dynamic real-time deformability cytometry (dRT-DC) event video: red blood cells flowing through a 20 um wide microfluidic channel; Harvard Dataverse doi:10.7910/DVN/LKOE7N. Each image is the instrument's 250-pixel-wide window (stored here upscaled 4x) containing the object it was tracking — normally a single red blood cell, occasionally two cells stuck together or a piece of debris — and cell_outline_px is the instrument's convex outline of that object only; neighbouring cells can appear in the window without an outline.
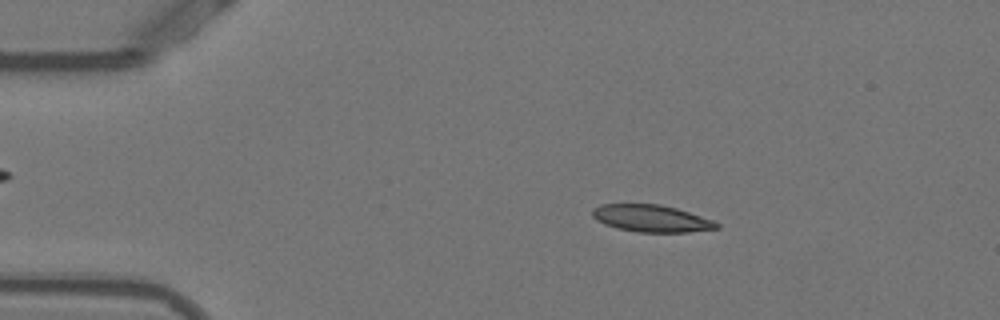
{"species": "Egyptian fruit bat (a non-hibernating species)", "species_latin": "Rousettus aegyptiacus", "temperature_condition": "warm", "stored_images_in_passage": 46, "camera_frame_rate_fps": 3000, "um_per_image_px": 0.085, "animal": {"sex": "female"}, "frame": {"image": 1, "passage_image": 3, "time_ms": 0.667, "image_size_px": [1000, 320], "cell_outline_px": [[720, 228], [688, 232], [636, 232], [616, 228], [604, 224], [596, 220], [592, 216], [592, 208], [600, 204], [660, 204], [676, 208], [712, 220], [720, 224]], "centroid_in_image_um": [55.33, 18.57], "position_along_channel_um": 29.7, "area_um2": 19.65}}
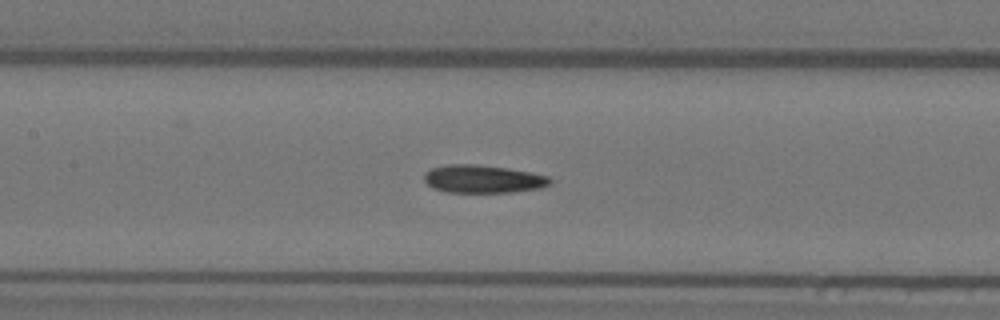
{"frame": {"image": 2, "passage_image": 18, "time_ms": 5.667, "image_size_px": [1000, 320], "cell_outline_px": [[552, 184], [540, 188], [512, 192], [448, 192], [432, 188], [424, 180], [424, 172], [432, 168], [448, 164], [476, 164], [508, 168], [532, 172], [548, 176], [552, 180]], "centroid_in_image_um": [41.07, 15.21], "position_along_channel_um": 166.3, "area_um2": 20.63}}
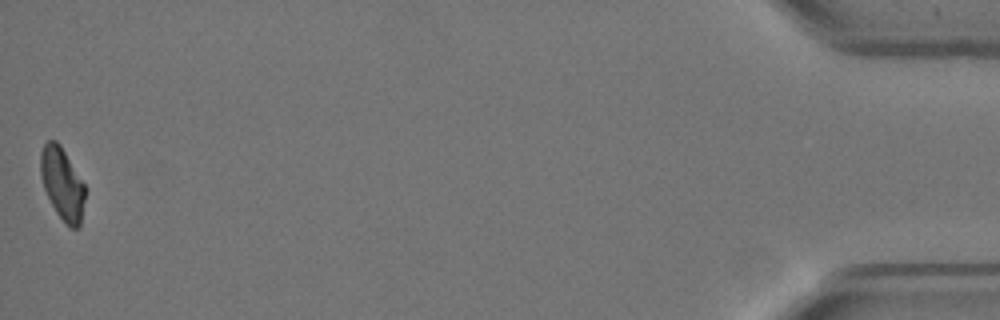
{"frame": {"image": 3, "passage_image": 46, "time_ms": 15.0, "image_size_px": [1000, 320], "cell_outline_px": [[88, 188], [80, 228], [68, 228], [56, 212], [44, 188], [40, 176], [40, 152], [44, 144], [48, 140], [56, 140], [60, 144]], "centroid_in_image_um": [5.34, 15.64], "position_along_channel_um": 429.9, "area_um2": 19.31}, "authors_computed_cell_mechanics": {"area_um2": 20.4323, "velocity_mm_per_s": 3.8457, "shape_relaxation_time_tau1_ms": 6.9786, "shape_relaxation_time_tau2_ms": 5.9654, "deformation_change_tau1": 0.1882, "deformation_change_tau2": 0.1309}}